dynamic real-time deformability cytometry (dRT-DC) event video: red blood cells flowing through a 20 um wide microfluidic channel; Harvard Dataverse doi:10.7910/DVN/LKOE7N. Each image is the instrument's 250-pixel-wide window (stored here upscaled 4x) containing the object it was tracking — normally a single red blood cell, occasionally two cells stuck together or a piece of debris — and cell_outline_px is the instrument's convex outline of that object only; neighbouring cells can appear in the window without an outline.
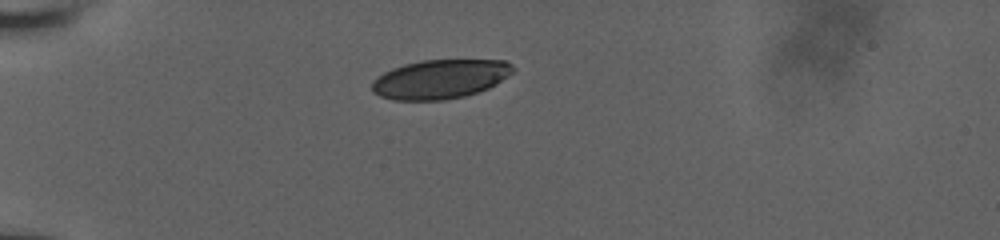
{"species": "human", "species_latin": "Homo sapiens", "temperature_condition": "room temperature", "stored_images_in_passage": 5, "camera_frame_rate_fps": 3000, "um_per_image_px": 0.085, "donor": {"sex": "male"}, "frame": {"image": 1, "passage_image": 1, "time_ms": 0.0, "image_size_px": [1000, 240], "cell_outline_px": [[516, 68], [512, 72], [496, 84], [488, 88], [464, 96], [444, 100], [392, 100], [380, 96], [372, 92], [372, 80], [376, 76], [392, 68], [404, 64], [424, 60], [504, 60], [512, 64]], "centroid_in_image_um": [37.38, 6.72], "position_along_channel_um": 47.6, "area_um2": 32.19}}
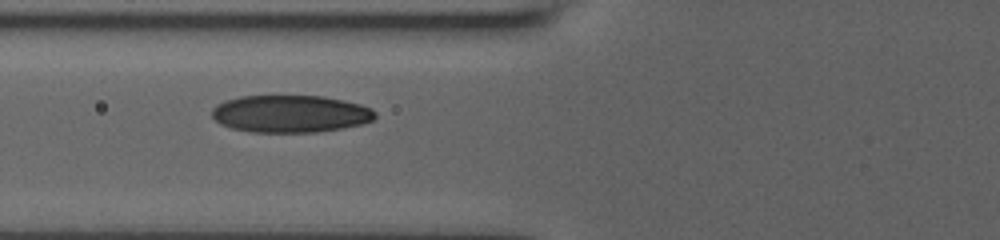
{"frame": {"image": 2, "passage_image": 4, "time_ms": 2.333, "image_size_px": [1000, 240], "cell_outline_px": [[376, 116], [372, 120], [364, 124], [316, 132], [252, 132], [232, 128], [220, 124], [212, 116], [212, 108], [216, 104], [224, 100], [240, 96], [324, 96], [344, 100], [360, 104], [372, 108], [376, 112]], "centroid_in_image_um": [24.68, 9.67], "position_along_channel_um": 101.1, "area_um2": 35.66}}